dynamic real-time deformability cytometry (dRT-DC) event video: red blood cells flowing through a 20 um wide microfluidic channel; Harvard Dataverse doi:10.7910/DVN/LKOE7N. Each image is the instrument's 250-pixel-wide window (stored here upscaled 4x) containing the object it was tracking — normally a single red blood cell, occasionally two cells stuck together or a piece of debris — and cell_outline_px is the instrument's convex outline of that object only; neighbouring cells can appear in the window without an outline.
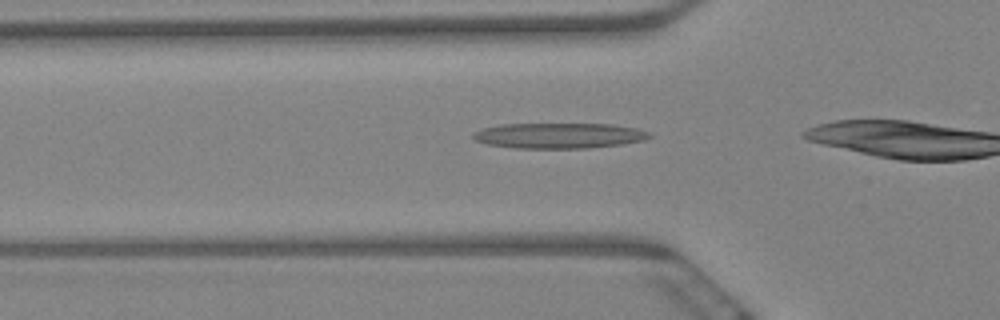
{"species": "Egyptian fruit bat (a non-hibernating species)", "species_latin": "Rousettus aegyptiacus", "temperature_condition": "warm", "stored_images_in_passage": 45, "camera_frame_rate_fps": 3000, "um_per_image_px": 0.085, "animal": {"sex": "female"}, "frame": {"image": 1, "passage_image": 16, "time_ms": 5.0, "image_size_px": [1000, 320], "cell_outline_px": [[652, 136], [644, 140], [624, 144], [588, 148], [512, 148], [488, 144], [472, 140], [472, 132], [484, 128], [500, 124], [612, 124], [636, 128], [648, 132]], "centroid_in_image_um": [47.48, 11.53], "position_along_channel_um": 78.3, "area_um2": 26.3}}
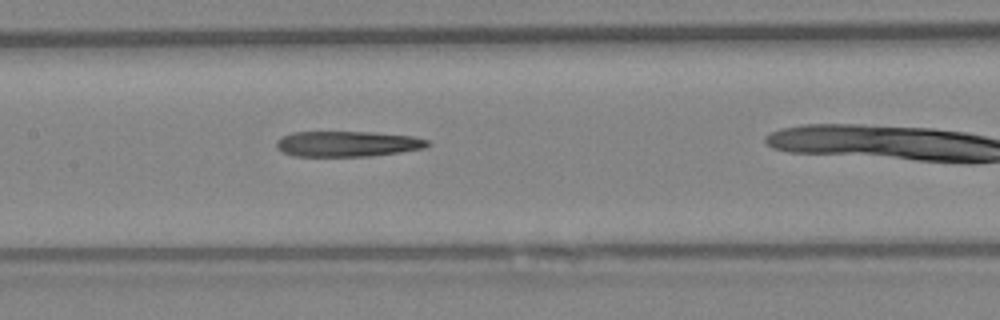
{"frame": {"image": 2, "passage_image": 25, "time_ms": 8.0, "image_size_px": [1000, 320], "cell_outline_px": [[432, 144], [424, 148], [400, 152], [372, 156], [292, 156], [276, 148], [276, 140], [280, 136], [292, 132], [372, 132], [412, 136], [428, 140]], "centroid_in_image_um": [29.51, 12.22], "position_along_channel_um": 177.9, "area_um2": 22.66}}
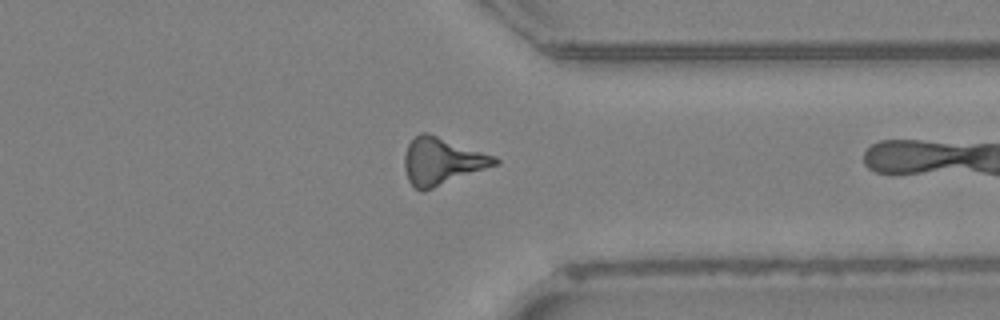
{"frame": {"image": 3, "passage_image": 43, "time_ms": 14.0, "image_size_px": [1000, 320], "cell_outline_px": [[500, 164], [424, 192], [420, 192], [408, 180], [404, 168], [404, 156], [408, 144], [420, 132], [428, 132], [496, 156], [500, 160]], "centroid_in_image_um": [37.59, 13.71], "position_along_channel_um": 373.8, "area_um2": 25.2}}